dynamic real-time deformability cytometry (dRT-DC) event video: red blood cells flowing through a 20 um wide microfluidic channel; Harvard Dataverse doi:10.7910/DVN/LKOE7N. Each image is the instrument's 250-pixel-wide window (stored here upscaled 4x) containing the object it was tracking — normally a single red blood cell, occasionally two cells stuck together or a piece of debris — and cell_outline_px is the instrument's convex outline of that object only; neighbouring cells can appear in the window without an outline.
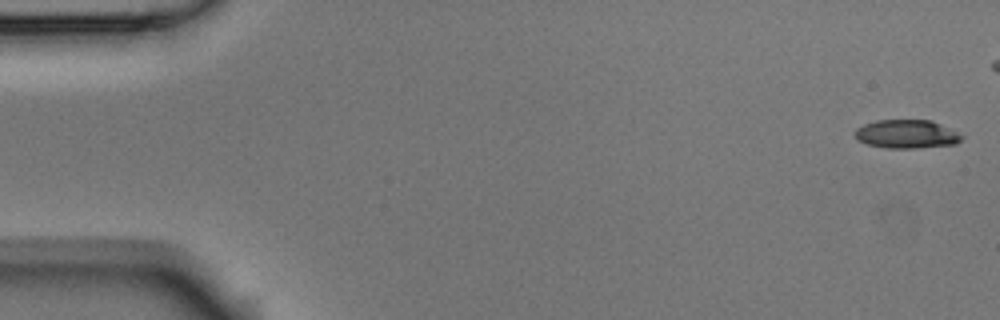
{"species": "Egyptian fruit bat (a non-hibernating species)", "species_latin": "Rousettus aegyptiacus", "temperature_condition": "room temperature", "stored_images_in_passage": 5, "camera_frame_rate_fps": 3000, "um_per_image_px": 0.085, "animal": {"sex": "male"}, "frame": {"image": 1, "passage_image": 1, "time_ms": 0.0, "image_size_px": [1000, 320], "cell_outline_px": [[964, 136], [956, 144], [920, 148], [888, 148], [868, 144], [856, 140], [852, 132], [856, 128], [864, 124], [876, 120], [932, 120]], "centroid_in_image_um": [77.01, 11.4], "position_along_channel_um": 8.0, "area_um2": 17.86}}